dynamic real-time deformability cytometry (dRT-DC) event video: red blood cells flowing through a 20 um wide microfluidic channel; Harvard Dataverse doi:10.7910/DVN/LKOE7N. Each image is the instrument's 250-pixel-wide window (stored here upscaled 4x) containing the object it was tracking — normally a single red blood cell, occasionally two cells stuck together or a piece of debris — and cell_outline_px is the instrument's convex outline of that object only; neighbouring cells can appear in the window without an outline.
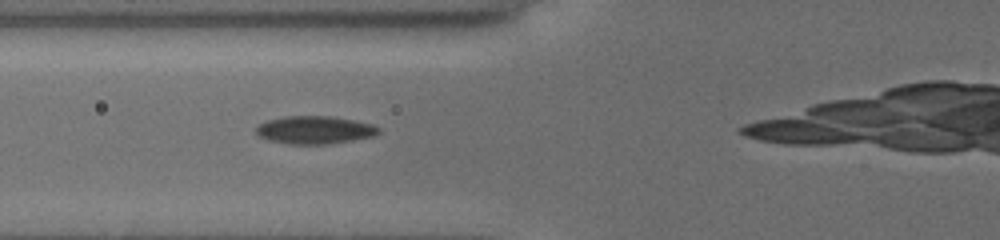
{"species": "common noctule bat (a hibernating species)", "species_latin": "Nyctalus noctula", "temperature_condition": "cold", "stored_images_in_passage": 16, "camera_frame_rate_fps": 3000, "um_per_image_px": 0.085, "animal": {"sex": "female", "body_mass_g": 19.5, "forearm_length_mm": 54.1}, "frame": {"image": 1, "passage_image": 10, "time_ms": 2.0, "image_size_px": [1000, 240], "cell_outline_px": [[380, 132], [372, 136], [352, 140], [328, 144], [288, 144], [268, 140], [260, 136], [256, 132], [256, 128], [260, 124], [268, 120], [288, 116], [332, 116], [372, 124], [380, 128]], "centroid_in_image_um": [26.75, 11.05], "position_along_channel_um": 99.1, "area_um2": 19.71}}
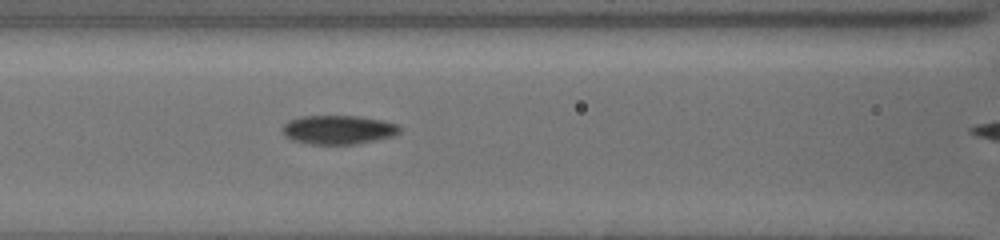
{"frame": {"image": 2, "passage_image": 14, "time_ms": 3.0, "image_size_px": [1000, 240], "cell_outline_px": [[400, 132], [392, 136], [376, 140], [356, 144], [308, 144], [292, 140], [284, 136], [280, 128], [288, 120], [300, 116], [360, 116], [384, 120], [400, 124]], "centroid_in_image_um": [28.74, 11.02], "position_along_channel_um": 137.9, "area_um2": 20.11}}